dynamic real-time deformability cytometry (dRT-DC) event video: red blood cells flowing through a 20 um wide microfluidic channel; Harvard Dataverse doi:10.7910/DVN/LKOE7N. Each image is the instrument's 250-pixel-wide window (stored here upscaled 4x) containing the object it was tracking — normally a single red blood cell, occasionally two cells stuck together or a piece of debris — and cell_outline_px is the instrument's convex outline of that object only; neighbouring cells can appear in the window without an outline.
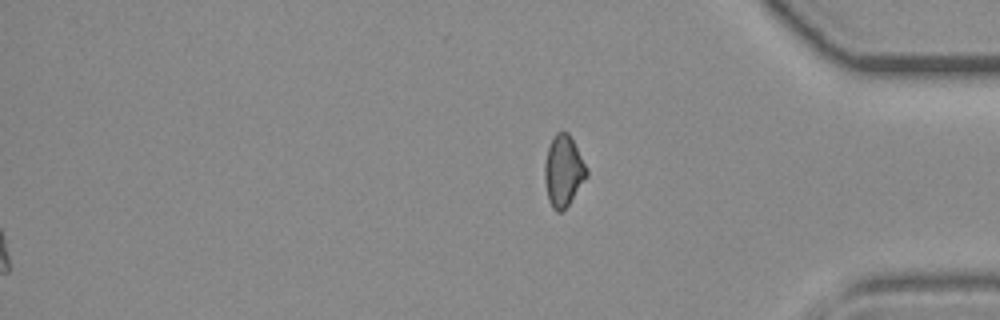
{"species": "common noctule bat (a hibernating species)", "species_latin": "Nyctalus noctula", "temperature_condition": "room temperature", "stored_images_in_passage": 45, "segment_of_instrument_passage": [2, 2], "camera_frame_rate_fps": 3000, "um_per_image_px": 0.085, "animal": {"sex": "female", "body_mass_g": 19.3, "forearm_length_mm": 54.1}, "frame": {"image": 1, "passage_image": 45, "time_ms": 14.667, "image_size_px": [1000, 320], "cell_outline_px": [[588, 176], [568, 204], [560, 212], [556, 212], [552, 208], [548, 200], [544, 180], [544, 164], [548, 148], [556, 132], [568, 132], [588, 168]], "centroid_in_image_um": [47.88, 14.54], "position_along_channel_um": 387.3, "area_um2": 17.34}}